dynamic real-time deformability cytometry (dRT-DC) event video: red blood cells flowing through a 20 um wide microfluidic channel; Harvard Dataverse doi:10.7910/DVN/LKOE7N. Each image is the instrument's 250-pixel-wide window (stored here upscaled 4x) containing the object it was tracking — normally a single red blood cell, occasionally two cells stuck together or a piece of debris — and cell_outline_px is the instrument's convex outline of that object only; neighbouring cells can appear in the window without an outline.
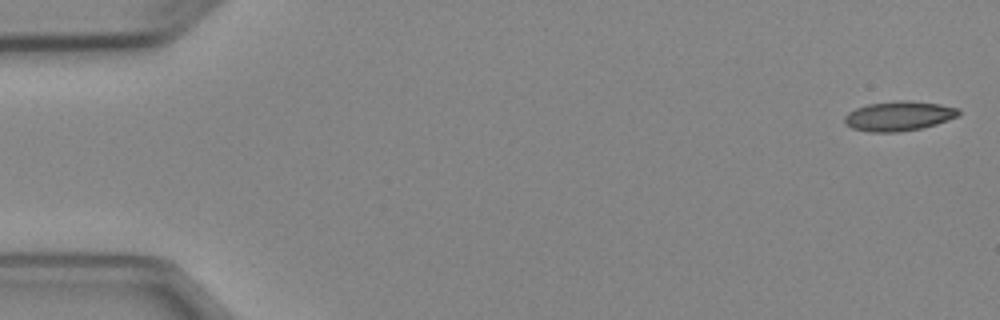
{"species": "Egyptian fruit bat (a non-hibernating species)", "species_latin": "Rousettus aegyptiacus", "temperature_condition": "cold", "stored_images_in_passage": 6, "segment_of_instrument_passage": [1, 2], "camera_frame_rate_fps": 3000, "um_per_image_px": 0.085, "animal": {"sex": "female"}, "frame": {"image": 1, "passage_image": 1, "time_ms": 0.0, "image_size_px": [1000, 320], "cell_outline_px": [[960, 116], [936, 124], [920, 128], [900, 132], [868, 132], [852, 128], [844, 124], [844, 116], [848, 112], [856, 108], [868, 104], [896, 100], [908, 100], [940, 104], [960, 108]], "centroid_in_image_um": [76.4, 9.86], "position_along_channel_um": 8.6, "area_um2": 19.94}}
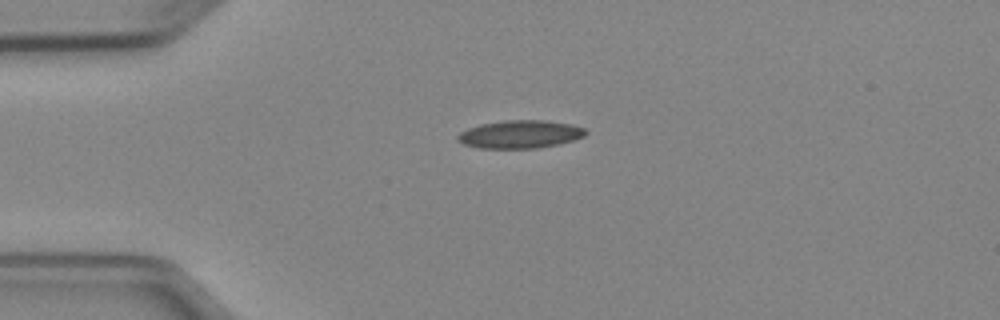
{"frame": {"image": 2, "passage_image": 4, "time_ms": 3.667, "image_size_px": [1000, 320], "cell_outline_px": [[588, 132], [584, 136], [572, 140], [556, 144], [536, 148], [476, 148], [464, 144], [456, 140], [456, 136], [460, 132], [468, 128], [480, 124], [504, 120], [544, 120], [572, 124], [584, 128]], "centroid_in_image_um": [44.17, 11.4], "position_along_channel_um": 40.8, "area_um2": 20.87}}